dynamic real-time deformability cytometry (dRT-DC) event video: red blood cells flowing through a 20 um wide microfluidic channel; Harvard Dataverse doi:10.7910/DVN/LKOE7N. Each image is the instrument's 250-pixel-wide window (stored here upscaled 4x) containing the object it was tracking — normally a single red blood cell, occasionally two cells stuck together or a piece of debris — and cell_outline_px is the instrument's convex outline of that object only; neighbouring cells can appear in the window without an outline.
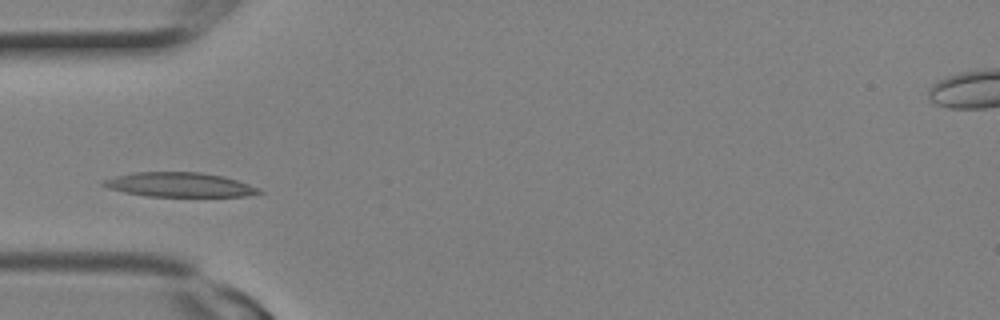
{"species": "Egyptian fruit bat (a non-hibernating species)", "species_latin": "Rousettus aegyptiacus", "temperature_condition": "room temperature", "stored_images_in_passage": 6, "camera_frame_rate_fps": 3000, "um_per_image_px": 0.085, "animal": {"sex": "female"}, "frame": {"image": 1, "passage_image": 5, "time_ms": 1.333, "image_size_px": [1000, 320], "cell_outline_px": [[264, 192], [244, 196], [148, 196], [124, 192], [108, 188], [100, 184], [100, 180], [132, 172], [200, 172], [224, 176], [260, 188]], "centroid_in_image_um": [15.22, 15.69], "position_along_channel_um": 69.8, "area_um2": 22.14}}